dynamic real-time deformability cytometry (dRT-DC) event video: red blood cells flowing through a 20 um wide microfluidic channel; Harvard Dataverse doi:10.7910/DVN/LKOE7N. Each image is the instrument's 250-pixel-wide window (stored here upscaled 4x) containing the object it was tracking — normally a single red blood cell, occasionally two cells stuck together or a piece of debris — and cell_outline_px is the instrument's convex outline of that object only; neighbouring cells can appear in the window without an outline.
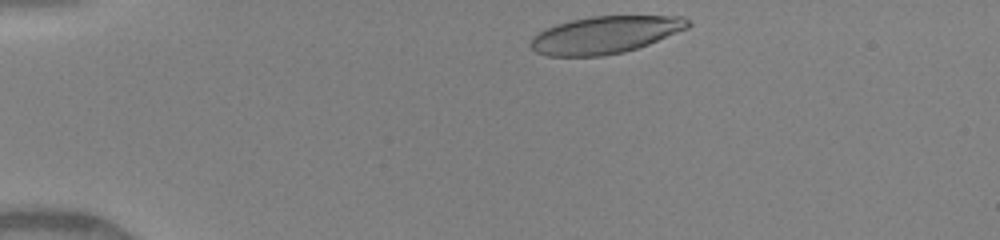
{"species": "human", "species_latin": "Homo sapiens", "temperature_condition": "warm", "stored_images_in_passage": 6, "camera_frame_rate_fps": 3000, "um_per_image_px": 0.085, "donor": {"sex": "female"}, "frame": {"image": 1, "passage_image": 1, "time_ms": 0.0, "image_size_px": [1000, 240], "cell_outline_px": [[692, 24], [688, 28], [648, 44], [624, 52], [600, 56], [548, 56], [536, 52], [528, 44], [532, 36], [544, 28], [556, 24], [572, 20], [592, 16], [684, 16]], "centroid_in_image_um": [51.4, 2.96], "position_along_channel_um": 33.6, "area_um2": 34.22}}
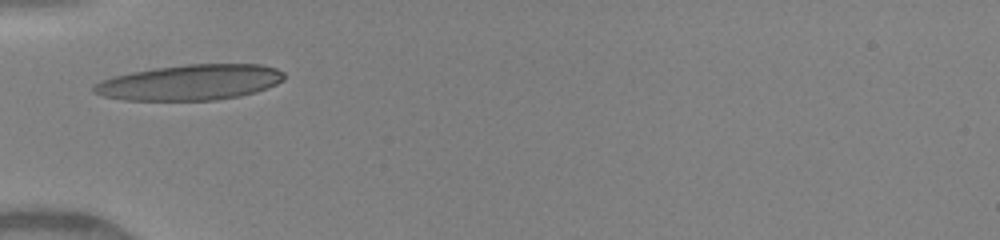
{"frame": {"image": 2, "passage_image": 5, "time_ms": 2.333, "image_size_px": [1000, 240], "cell_outline_px": [[284, 80], [268, 88], [256, 92], [240, 96], [216, 100], [124, 100], [104, 96], [92, 92], [92, 88], [100, 80], [132, 72], [156, 68], [188, 64], [260, 64], [276, 68], [284, 72]], "centroid_in_image_um": [16.2, 7.0], "position_along_channel_um": 68.8, "area_um2": 39.36}}